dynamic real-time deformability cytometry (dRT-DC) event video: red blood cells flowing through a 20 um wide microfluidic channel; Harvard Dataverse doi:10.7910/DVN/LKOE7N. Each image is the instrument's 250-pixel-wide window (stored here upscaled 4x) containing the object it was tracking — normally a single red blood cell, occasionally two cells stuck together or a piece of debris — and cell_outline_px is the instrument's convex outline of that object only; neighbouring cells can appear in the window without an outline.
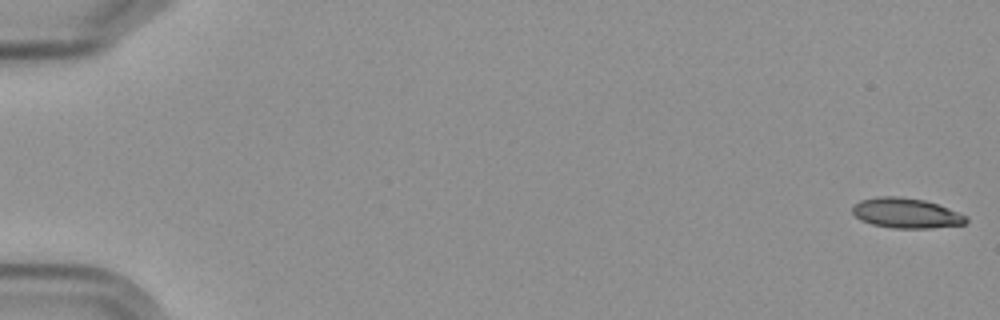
{"species": "Egyptian fruit bat (a non-hibernating species)", "species_latin": "Rousettus aegyptiacus", "temperature_condition": "cold", "stored_images_in_passage": 7, "camera_frame_rate_fps": 3000, "um_per_image_px": 0.085, "frame": {"image": 1, "passage_image": 1, "time_ms": 0.0, "image_size_px": [1000, 320], "cell_outline_px": [[968, 220], [964, 224], [928, 228], [896, 228], [872, 224], [860, 220], [852, 212], [852, 204], [860, 200], [880, 196], [900, 196], [924, 200], [948, 208], [968, 216]], "centroid_in_image_um": [77.0, 18.1], "position_along_channel_um": 8.0, "area_um2": 19.88}}
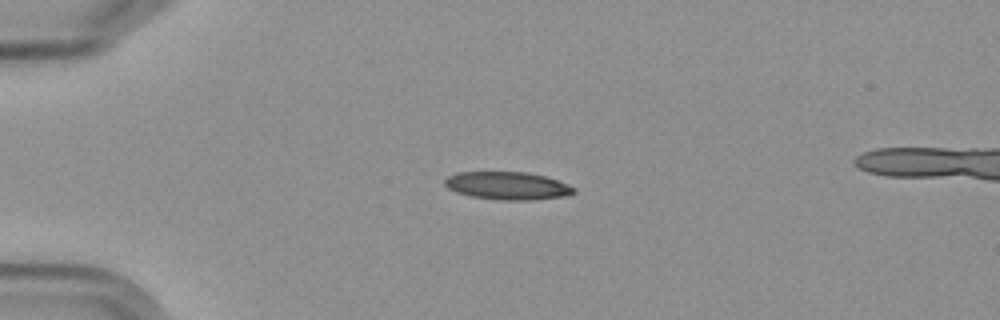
{"frame": {"image": 2, "passage_image": 5, "time_ms": 4.667, "image_size_px": [1000, 320], "cell_outline_px": [[576, 192], [568, 196], [528, 200], [500, 200], [472, 196], [456, 192], [448, 188], [444, 184], [444, 180], [448, 176], [456, 172], [528, 172], [544, 176], [568, 184], [576, 188]], "centroid_in_image_um": [43.15, 15.78], "position_along_channel_um": 41.8, "area_um2": 20.98}}
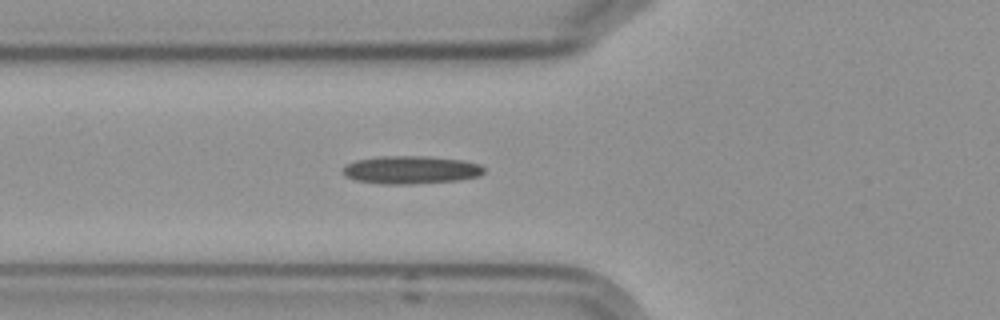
{"frame": {"image": 3, "passage_image": 7, "time_ms": 7.0, "image_size_px": [1000, 320], "cell_outline_px": [[484, 172], [480, 176], [460, 180], [412, 184], [380, 184], [356, 180], [348, 176], [344, 172], [344, 168], [348, 164], [356, 160], [380, 156], [428, 156], [464, 160], [480, 164], [484, 168]], "centroid_in_image_um": [34.99, 14.43], "position_along_channel_um": 90.8, "area_um2": 23.0}}